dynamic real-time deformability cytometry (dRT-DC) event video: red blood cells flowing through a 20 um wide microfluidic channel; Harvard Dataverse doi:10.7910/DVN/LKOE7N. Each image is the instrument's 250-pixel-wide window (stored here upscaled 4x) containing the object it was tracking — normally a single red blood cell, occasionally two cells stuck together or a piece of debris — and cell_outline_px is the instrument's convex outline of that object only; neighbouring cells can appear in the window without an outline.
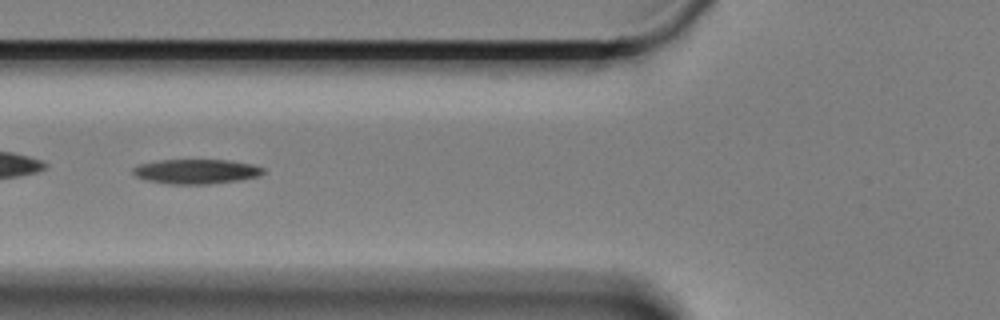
{"species": "Egyptian fruit bat (a non-hibernating species)", "species_latin": "Rousettus aegyptiacus", "temperature_condition": "cold", "stored_images_in_passage": 44, "camera_frame_rate_fps": 3000, "um_per_image_px": 0.085, "animal": {"sex": "female"}, "frame": {"image": 1, "passage_image": 7, "time_ms": 2.0, "image_size_px": [1000, 320], "cell_outline_px": [[264, 172], [260, 176], [240, 180], [208, 184], [172, 184], [148, 180], [136, 176], [132, 172], [132, 168], [140, 164], [160, 160], [228, 160], [252, 164], [264, 168]], "centroid_in_image_um": [16.7, 14.57], "position_along_channel_um": 109.1, "area_um2": 18.61}}
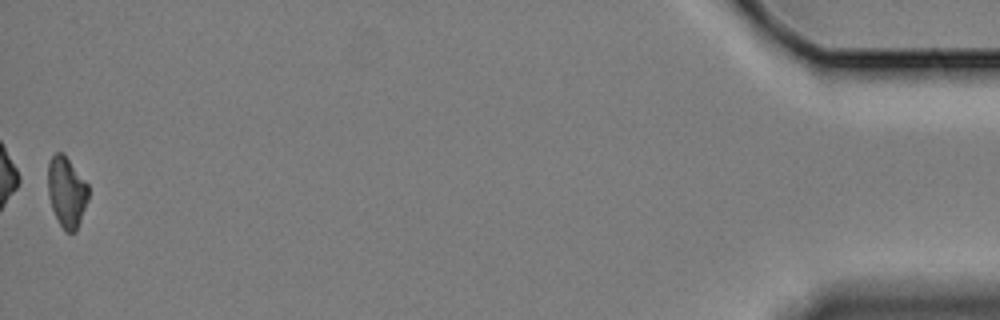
{"frame": {"image": 2, "passage_image": 44, "time_ms": 14.333, "image_size_px": [1000, 320], "cell_outline_px": [[88, 200], [76, 232], [64, 232], [52, 208], [48, 196], [48, 164], [52, 156], [56, 152], [64, 152], [88, 184]], "centroid_in_image_um": [5.67, 16.3], "position_along_channel_um": 429.5, "area_um2": 16.76}}